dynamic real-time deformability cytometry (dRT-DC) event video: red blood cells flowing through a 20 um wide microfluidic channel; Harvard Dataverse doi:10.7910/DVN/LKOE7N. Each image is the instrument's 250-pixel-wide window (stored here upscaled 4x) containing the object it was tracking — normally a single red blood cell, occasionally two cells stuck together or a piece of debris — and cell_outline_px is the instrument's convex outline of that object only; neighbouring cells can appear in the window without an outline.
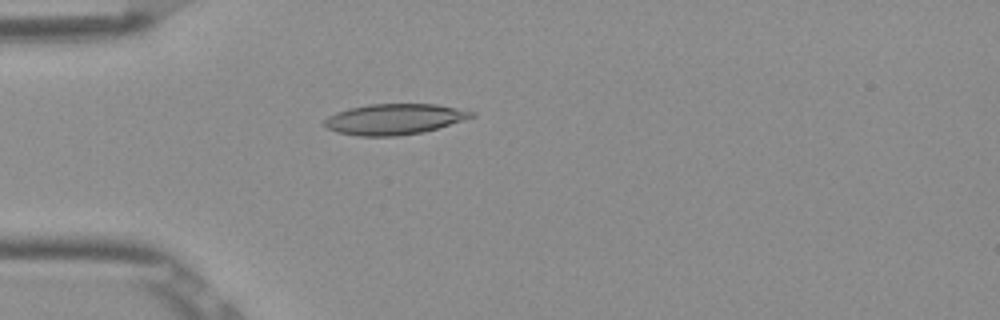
{"species": "Egyptian fruit bat (a non-hibernating species)", "species_latin": "Rousettus aegyptiacus", "temperature_condition": "room temperature", "stored_images_in_passage": 33, "camera_frame_rate_fps": 3000, "um_per_image_px": 0.085, "frame": {"image": 1, "passage_image": 1, "time_ms": 0.0, "image_size_px": [1000, 320], "cell_outline_px": [[476, 116], [424, 132], [396, 136], [360, 136], [336, 132], [328, 128], [324, 124], [324, 120], [328, 116], [336, 112], [348, 108], [368, 104], [436, 104], [476, 112]], "centroid_in_image_um": [33.51, 10.12], "position_along_channel_um": 51.5, "area_um2": 26.3}}
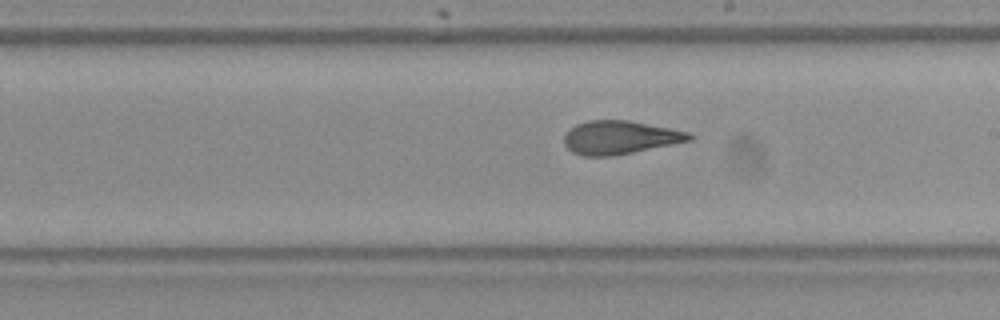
{"frame": {"image": 2, "passage_image": 16, "time_ms": 5.0, "image_size_px": [1000, 320], "cell_outline_px": [[692, 140], [612, 156], [580, 156], [572, 152], [564, 144], [564, 136], [576, 124], [588, 120], [628, 120], [688, 132], [692, 136]], "centroid_in_image_um": [52.64, 11.69], "position_along_channel_um": 236.4, "area_um2": 24.04}}
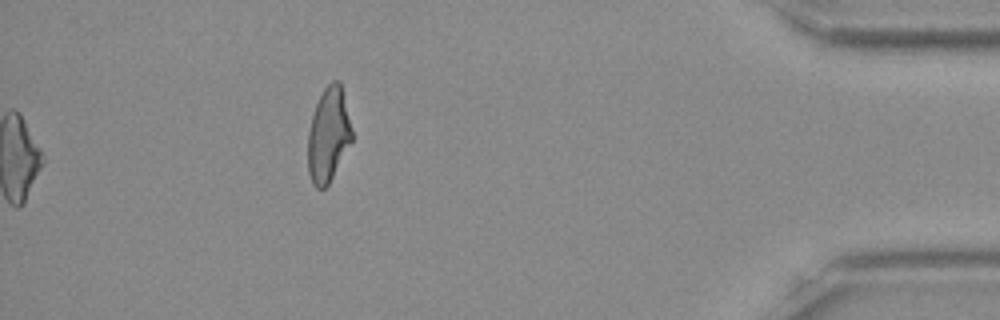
{"frame": {"image": 3, "passage_image": 33, "time_ms": 10.667, "image_size_px": [1000, 320], "cell_outline_px": [[352, 140], [328, 184], [324, 188], [316, 188], [312, 184], [308, 172], [308, 132], [312, 116], [316, 104], [324, 88], [332, 80], [340, 80], [352, 128]], "centroid_in_image_um": [27.91, 11.45], "position_along_channel_um": 407.3, "area_um2": 24.04}, "authors_computed_cell_mechanics": {"area_um2": 24.565, "velocity_mm_per_s": 3.9025, "shape_relaxation_time_tau1_ms": 9.3794, "shape_relaxation_time_tau2_ms": 1.6424, "deformation_change_tau1": 0.2624, "deformation_change_tau2": 0.093}}